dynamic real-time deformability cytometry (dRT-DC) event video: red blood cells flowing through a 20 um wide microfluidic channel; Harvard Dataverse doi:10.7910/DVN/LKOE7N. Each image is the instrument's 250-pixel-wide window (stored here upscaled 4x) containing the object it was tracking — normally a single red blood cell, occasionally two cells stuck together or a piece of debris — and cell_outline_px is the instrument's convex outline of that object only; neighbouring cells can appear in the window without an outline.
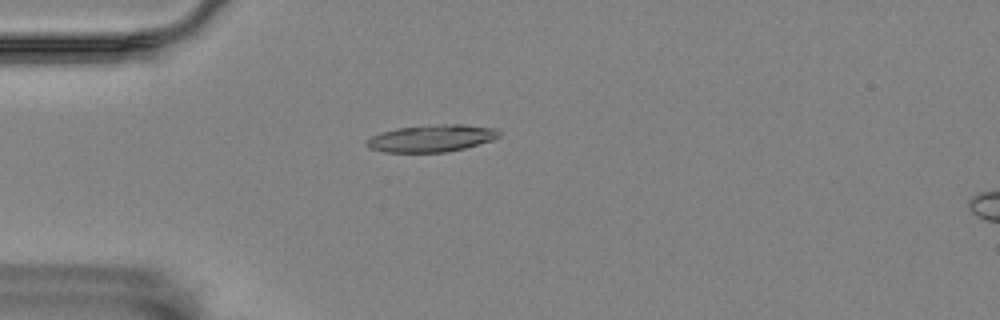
{"species": "Egyptian fruit bat (a non-hibernating species)", "species_latin": "Rousettus aegyptiacus", "temperature_condition": "room temperature", "stored_images_in_passage": 56, "camera_frame_rate_fps": 3000, "um_per_image_px": 0.085, "animal": {"sex": "female"}, "frame": {"image": 1, "passage_image": 15, "time_ms": 4.667, "image_size_px": [1000, 320], "cell_outline_px": [[500, 136], [492, 140], [464, 148], [444, 152], [384, 152], [368, 148], [364, 144], [364, 140], [380, 132], [396, 128], [444, 124], [464, 124], [496, 128], [500, 132]], "centroid_in_image_um": [36.64, 11.75], "position_along_channel_um": 48.4, "area_um2": 20.98}}
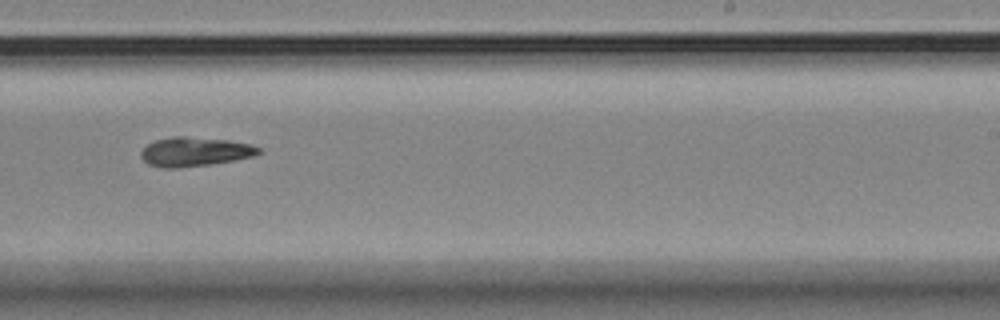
{"frame": {"image": 2, "passage_image": 35, "time_ms": 11.333, "image_size_px": [1000, 320], "cell_outline_px": [[264, 152], [256, 156], [208, 164], [176, 168], [164, 168], [148, 164], [140, 156], [140, 152], [148, 144], [156, 140], [172, 136], [184, 136], [228, 140], [252, 144], [260, 148]], "centroid_in_image_um": [16.59, 12.89], "position_along_channel_um": 272.4, "area_um2": 20.0}}
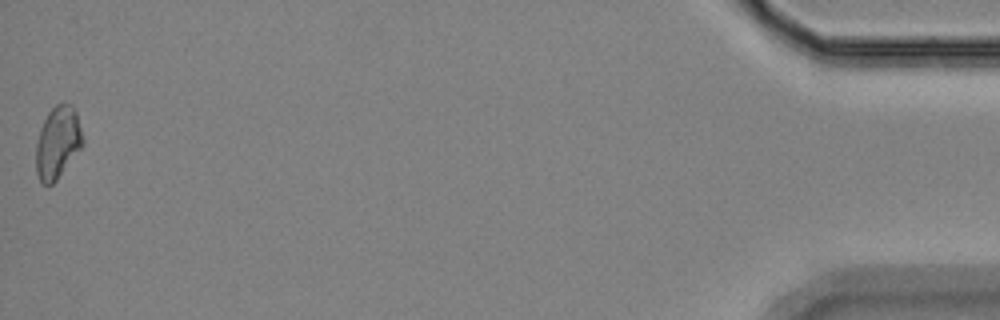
{"frame": {"image": 3, "passage_image": 56, "time_ms": 18.333, "image_size_px": [1000, 320], "cell_outline_px": [[84, 144], [56, 180], [52, 184], [40, 184], [36, 172], [36, 144], [40, 128], [48, 112], [56, 104], [64, 100], [72, 104], [76, 112], [84, 140]], "centroid_in_image_um": [4.9, 12.08], "position_along_channel_um": 430.3, "area_um2": 19.83}, "authors_computed_cell_mechanics": {"area_um2": 19.5942, "velocity_mm_per_s": 3.5566, "shape_relaxation_time_tau1_ms": 10.9829, "shape_relaxation_time_tau2_ms": null, "deformation_change_tau1": 0.1893, "deformation_change_tau2": null}}